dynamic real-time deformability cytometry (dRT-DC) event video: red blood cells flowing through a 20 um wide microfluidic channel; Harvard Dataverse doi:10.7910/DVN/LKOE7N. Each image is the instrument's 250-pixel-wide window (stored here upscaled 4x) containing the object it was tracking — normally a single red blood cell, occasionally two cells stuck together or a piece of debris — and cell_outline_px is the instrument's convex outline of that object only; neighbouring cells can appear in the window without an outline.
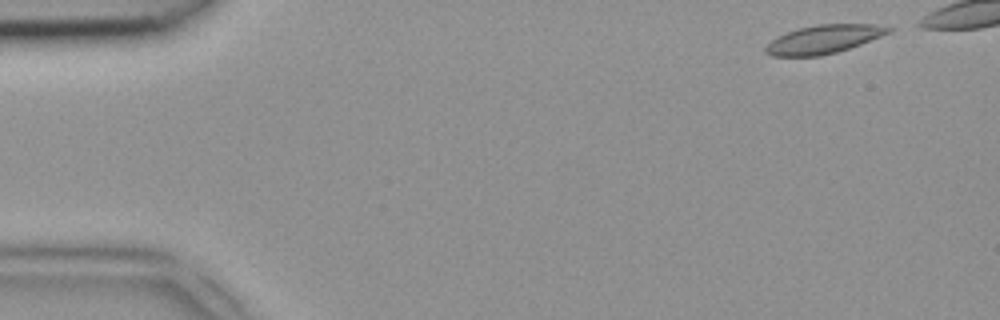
{"species": "common noctule bat (a hibernating species)", "species_latin": "Nyctalus noctula", "temperature_condition": "room temperature", "stored_images_in_passage": 40, "camera_frame_rate_fps": 3000, "um_per_image_px": 0.085, "animal": {"sex": "female", "body_mass_g": 18.4}, "frame": {"image": 1, "passage_image": 2, "time_ms": 0.333, "image_size_px": [1000, 320], "cell_outline_px": [[896, 28], [892, 32], [860, 44], [836, 52], [820, 56], [772, 56], [764, 52], [764, 48], [776, 36], [800, 28], [816, 24], [876, 24]], "centroid_in_image_um": [70.04, 3.33], "position_along_channel_um": 15.0, "area_um2": 20.4}}
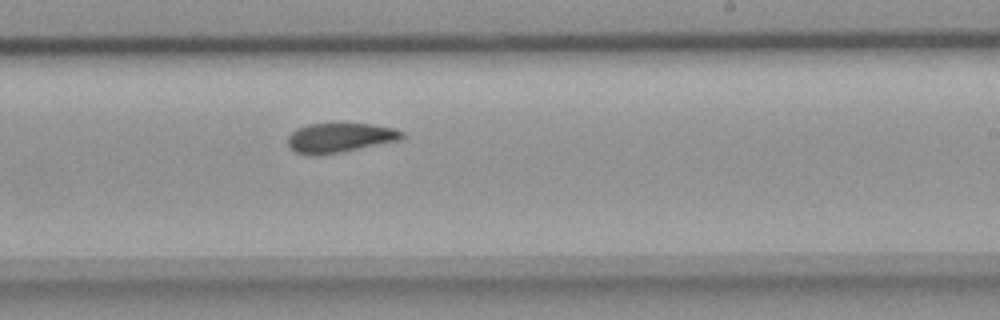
{"frame": {"image": 2, "passage_image": 27, "time_ms": 8.667, "image_size_px": [1000, 320], "cell_outline_px": [[404, 136], [400, 140], [340, 152], [296, 152], [288, 144], [288, 136], [296, 128], [308, 124], [372, 124], [392, 128], [404, 132]], "centroid_in_image_um": [28.94, 11.66], "position_along_channel_um": 260.1, "area_um2": 18.79}}
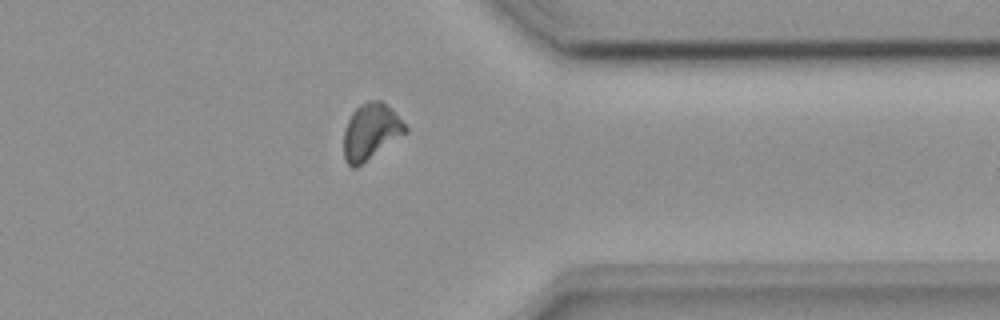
{"frame": {"image": 3, "passage_image": 36, "time_ms": 11.667, "image_size_px": [1000, 320], "cell_outline_px": [[408, 132], [356, 168], [352, 168], [344, 160], [344, 128], [352, 112], [360, 104], [368, 100], [380, 100], [392, 108], [408, 128]], "centroid_in_image_um": [31.52, 11.18], "position_along_channel_um": 379.9, "area_um2": 20.29}}